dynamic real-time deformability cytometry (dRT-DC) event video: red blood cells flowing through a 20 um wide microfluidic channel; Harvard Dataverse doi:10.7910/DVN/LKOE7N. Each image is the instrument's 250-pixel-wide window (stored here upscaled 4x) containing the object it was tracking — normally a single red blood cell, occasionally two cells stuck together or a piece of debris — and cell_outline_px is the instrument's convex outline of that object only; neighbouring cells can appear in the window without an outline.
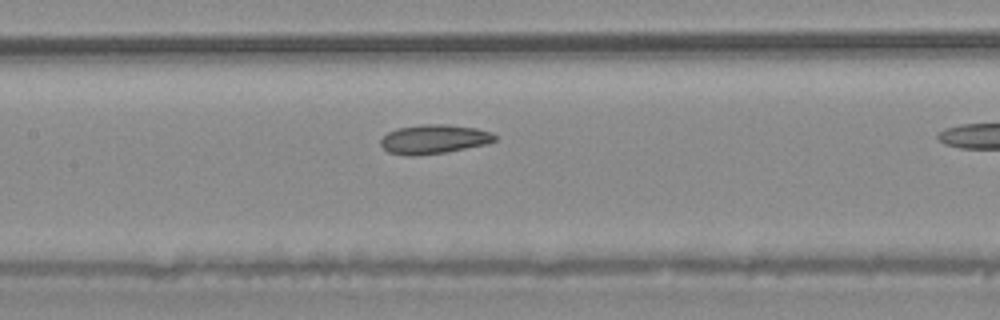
{"species": "common noctule bat (a hibernating species)", "species_latin": "Nyctalus noctula", "temperature_condition": "warm", "stored_images_in_passage": 29, "camera_frame_rate_fps": 3000, "um_per_image_px": 0.085, "animal": {"sex": "male", "body_mass_g": 20.4}, "frame": {"image": 1, "passage_image": 17, "time_ms": 5.333, "image_size_px": [1000, 320], "cell_outline_px": [[496, 140], [484, 144], [444, 152], [416, 156], [408, 156], [388, 152], [380, 144], [380, 140], [388, 132], [396, 128], [420, 124], [448, 124], [476, 128], [492, 132], [496, 136]], "centroid_in_image_um": [36.85, 11.82], "position_along_channel_um": 170.6, "area_um2": 19.36}}